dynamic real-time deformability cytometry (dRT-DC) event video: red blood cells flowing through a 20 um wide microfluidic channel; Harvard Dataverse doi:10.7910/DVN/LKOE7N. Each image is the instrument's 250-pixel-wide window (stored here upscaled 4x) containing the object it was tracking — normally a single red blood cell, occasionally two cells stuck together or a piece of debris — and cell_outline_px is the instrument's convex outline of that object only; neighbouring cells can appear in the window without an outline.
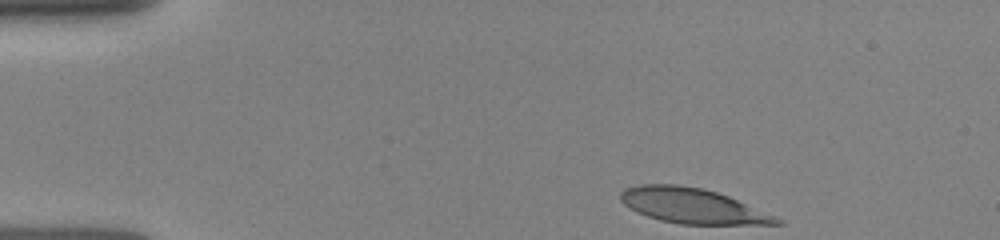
{"species": "human", "species_latin": "Homo sapiens", "temperature_condition": "room temperature", "stored_images_in_passage": 39, "camera_frame_rate_fps": 3000, "um_per_image_px": 0.085, "donor": {"sex": "female"}, "frame": {"image": 1, "passage_image": 1, "time_ms": 0.0, "image_size_px": [1000, 240], "cell_outline_px": [[784, 224], [680, 224], [660, 220], [648, 216], [624, 204], [620, 200], [620, 192], [624, 188], [644, 184], [676, 184], [700, 188], [716, 192], [728, 196], [784, 220]], "centroid_in_image_um": [58.85, 17.49], "position_along_channel_um": 26.1, "area_um2": 31.44}}
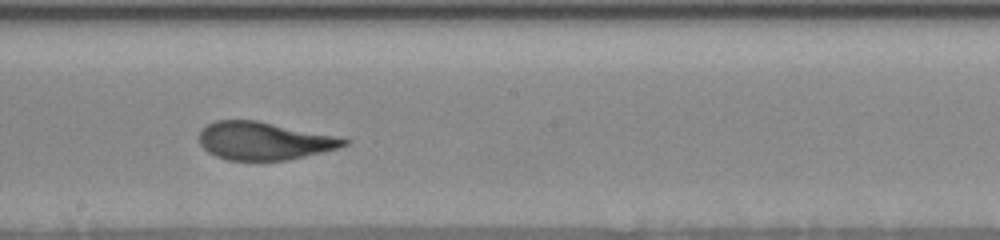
{"frame": {"image": 2, "passage_image": 26, "time_ms": 6.667, "image_size_px": [1000, 240], "cell_outline_px": [[348, 144], [336, 148], [320, 152], [284, 160], [228, 160], [216, 156], [208, 152], [200, 144], [200, 132], [208, 124], [216, 120], [256, 120], [336, 136], [348, 140]], "centroid_in_image_um": [22.39, 11.97], "position_along_channel_um": 225.8, "area_um2": 31.39}}
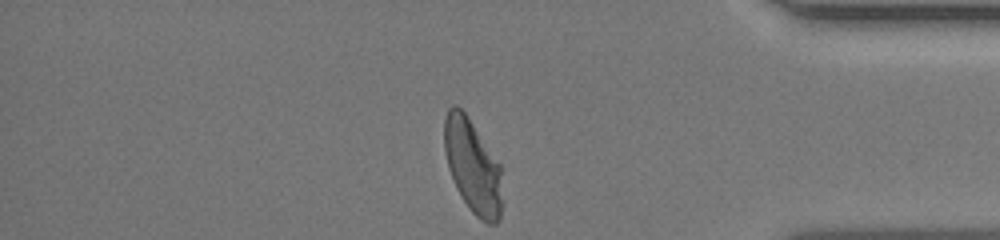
{"frame": {"image": 3, "passage_image": 39, "time_ms": 11.333, "image_size_px": [1000, 240], "cell_outline_px": [[504, 204], [500, 220], [496, 224], [488, 224], [480, 220], [472, 212], [456, 188], [448, 168], [444, 152], [444, 120], [448, 108], [452, 104], [456, 104], [468, 116], [504, 168]], "centroid_in_image_um": [40.25, 14.17], "position_along_channel_um": 394.9, "area_um2": 33.0}}